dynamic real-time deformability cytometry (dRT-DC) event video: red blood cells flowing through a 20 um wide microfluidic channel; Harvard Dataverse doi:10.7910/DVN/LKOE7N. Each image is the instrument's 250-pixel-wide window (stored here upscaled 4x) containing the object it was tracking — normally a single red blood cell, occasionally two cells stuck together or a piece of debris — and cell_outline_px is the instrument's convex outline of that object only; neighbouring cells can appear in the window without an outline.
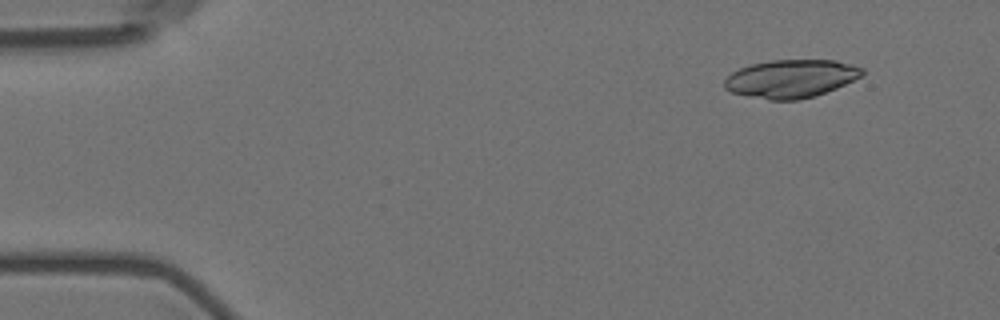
{"species": "Egyptian fruit bat (a non-hibernating species)", "species_latin": "Rousettus aegyptiacus", "temperature_condition": "room temperature", "stored_images_in_passage": 7, "camera_frame_rate_fps": 3000, "um_per_image_px": 0.085, "animal": {"sex": "female"}, "frame": {"image": 1, "passage_image": 2, "time_ms": 1.333, "image_size_px": [1000, 320], "cell_outline_px": [[864, 72], [860, 76], [836, 88], [812, 96], [796, 100], [768, 100], [732, 92], [724, 88], [724, 80], [732, 72], [740, 68], [752, 64], [772, 60], [836, 60], [852, 64], [864, 68]], "centroid_in_image_um": [67.22, 6.68], "position_along_channel_um": 17.8, "area_um2": 30.29}}